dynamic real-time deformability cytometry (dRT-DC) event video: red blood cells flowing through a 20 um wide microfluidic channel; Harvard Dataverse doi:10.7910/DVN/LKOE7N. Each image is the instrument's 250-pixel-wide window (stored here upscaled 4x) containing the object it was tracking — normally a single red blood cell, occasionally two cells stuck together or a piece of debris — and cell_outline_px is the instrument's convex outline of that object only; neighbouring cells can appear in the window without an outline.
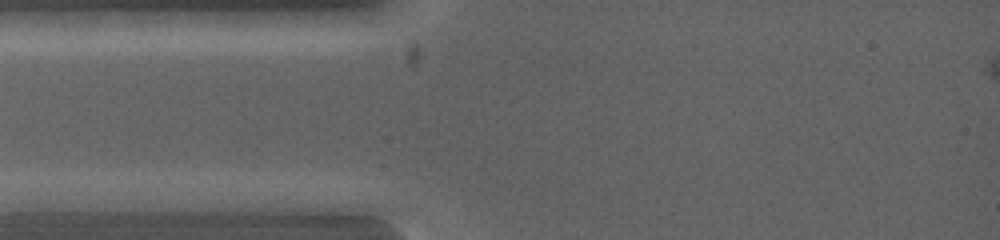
{"species": "common noctule bat (a hibernating species)", "species_latin": "Nyctalus noctula", "temperature_condition": "warm", "stored_images_in_passage": 4, "camera_frame_rate_fps": 5000, "um_per_image_px": 0.085, "animal": {"sex": "female", "body_mass_g": 19.0, "forearm_length_mm": 53.3}, "frame": {"image": 1, "passage_image": 1, "time_ms": 0.0, "image_size_px": [1000, 240], "cell_outline_px": [[124, 200], [96, 212], [16, 212], [12, 200], [48, 192], [112, 192]], "centroid_in_image_um": [5.66, 17.18], "position_along_channel_um": 79.3, "area_um2": 13.41}}